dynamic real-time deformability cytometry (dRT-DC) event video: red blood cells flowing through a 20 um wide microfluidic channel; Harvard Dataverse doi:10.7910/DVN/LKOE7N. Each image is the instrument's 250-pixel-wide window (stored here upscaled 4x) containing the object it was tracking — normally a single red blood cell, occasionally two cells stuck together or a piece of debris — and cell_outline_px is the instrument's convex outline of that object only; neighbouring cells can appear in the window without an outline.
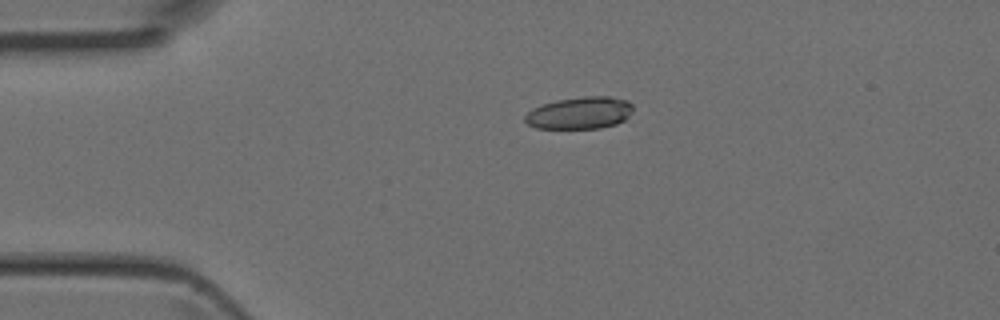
{"species": "Egyptian fruit bat (a non-hibernating species)", "species_latin": "Rousettus aegyptiacus", "temperature_condition": "room temperature", "stored_images_in_passage": 2, "camera_frame_rate_fps": 3000, "um_per_image_px": 0.085, "animal": {"sex": "female"}, "frame": {"image": 1, "passage_image": 1, "time_ms": 0.0, "image_size_px": [1000, 320], "cell_outline_px": [[632, 112], [624, 120], [616, 124], [600, 128], [536, 128], [528, 124], [524, 120], [524, 116], [532, 108], [556, 100], [584, 96], [608, 96], [628, 100], [632, 104]], "centroid_in_image_um": [49.29, 9.59], "position_along_channel_um": 35.7, "area_um2": 20.23}}